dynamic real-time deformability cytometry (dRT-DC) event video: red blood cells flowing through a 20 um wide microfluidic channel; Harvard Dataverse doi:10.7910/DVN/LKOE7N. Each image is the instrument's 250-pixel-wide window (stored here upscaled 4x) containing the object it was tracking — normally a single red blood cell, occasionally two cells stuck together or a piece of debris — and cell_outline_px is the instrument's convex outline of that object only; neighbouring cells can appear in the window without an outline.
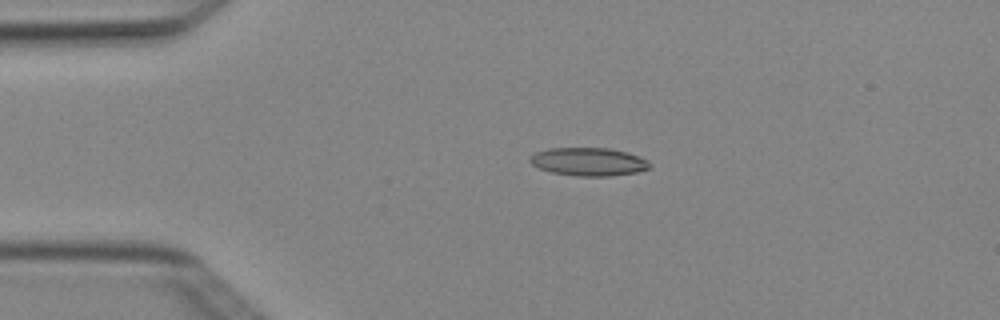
{"species": "Egyptian fruit bat (a non-hibernating species)", "species_latin": "Rousettus aegyptiacus", "temperature_condition": "cold", "stored_images_in_passage": 4, "camera_frame_rate_fps": 3000, "um_per_image_px": 0.085, "animal": {"sex": "female"}, "frame": {"image": 1, "passage_image": 3, "time_ms": 0.667, "image_size_px": [1000, 320], "cell_outline_px": [[652, 164], [648, 168], [636, 172], [608, 176], [576, 176], [552, 172], [540, 168], [532, 164], [528, 160], [536, 152], [548, 148], [608, 148], [628, 152], [648, 160]], "centroid_in_image_um": [50.04, 13.74], "position_along_channel_um": 35.0, "area_um2": 19.54}}